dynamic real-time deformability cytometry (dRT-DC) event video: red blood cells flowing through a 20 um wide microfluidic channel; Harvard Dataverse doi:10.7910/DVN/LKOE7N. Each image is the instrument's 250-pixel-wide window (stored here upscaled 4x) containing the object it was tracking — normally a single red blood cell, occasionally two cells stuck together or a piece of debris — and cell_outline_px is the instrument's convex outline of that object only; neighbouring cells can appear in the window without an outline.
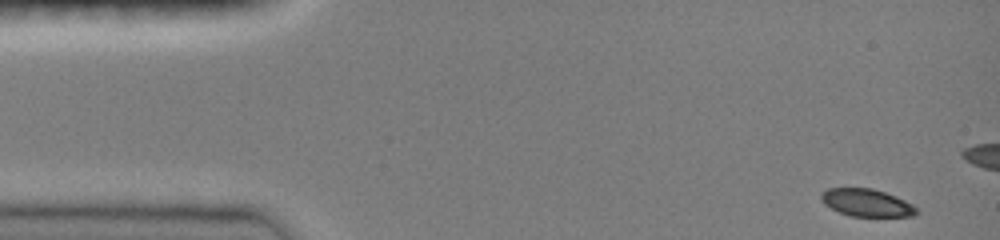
{"species": "common noctule bat (a hibernating species)", "species_latin": "Nyctalus noctula", "temperature_condition": "room temperature", "stored_images_in_passage": 7, "camera_frame_rate_fps": 3000, "um_per_image_px": 0.085, "animal": {"sex": "female", "body_mass_g": 19.0, "forearm_length_mm": 51.5}, "frame": {"image": 1, "passage_image": 1, "time_ms": 0.0, "image_size_px": [1000, 240], "cell_outline_px": [[920, 212], [916, 216], [852, 216], [840, 212], [824, 204], [820, 200], [820, 192], [828, 188], [872, 188], [896, 196], [912, 204]], "centroid_in_image_um": [73.66, 17.22], "position_along_channel_um": 11.3, "area_um2": 15.32}}